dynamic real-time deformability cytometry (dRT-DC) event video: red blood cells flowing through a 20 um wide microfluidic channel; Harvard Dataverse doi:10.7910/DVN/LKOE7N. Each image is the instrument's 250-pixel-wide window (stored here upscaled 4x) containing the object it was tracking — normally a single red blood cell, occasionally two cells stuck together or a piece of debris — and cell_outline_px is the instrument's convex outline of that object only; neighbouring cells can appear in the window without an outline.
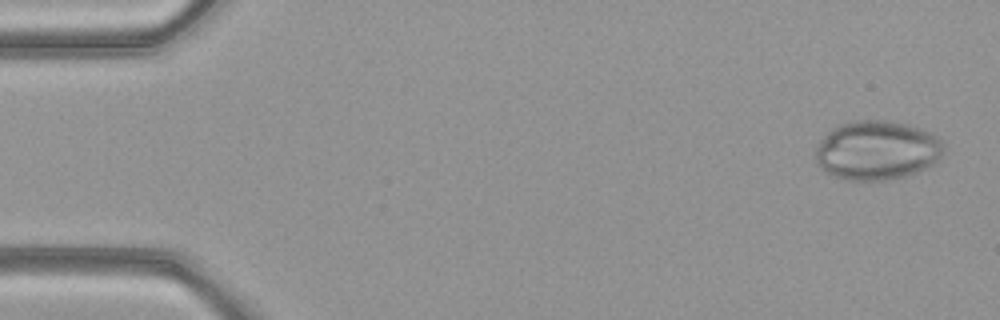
{"species": "common noctule bat (a hibernating species)", "species_latin": "Nyctalus noctula", "temperature_condition": "warm", "stored_images_in_passage": 49, "camera_frame_rate_fps": 3000, "um_per_image_px": 0.085, "animal": {"sex": "female", "body_mass_g": 21.9}, "frame": {"image": 1, "passage_image": 2, "time_ms": 0.333, "image_size_px": [1000, 320], "cell_outline_px": [[944, 152], [940, 160], [916, 172], [904, 176], [884, 180], [844, 180], [832, 176], [824, 172], [820, 168], [816, 160], [816, 148], [820, 140], [832, 128], [840, 124], [856, 120], [888, 120], [908, 124], [932, 132], [944, 144]], "centroid_in_image_um": [74.54, 12.77], "position_along_channel_um": 10.5, "area_um2": 44.56}}
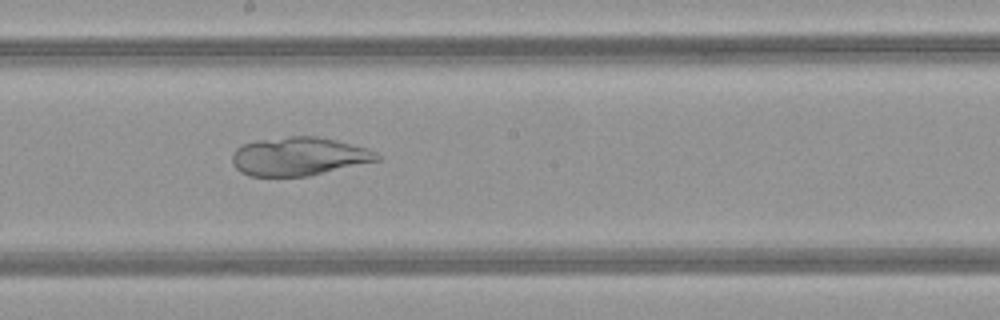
{"frame": {"image": 2, "passage_image": 27, "time_ms": 8.667, "image_size_px": [1000, 320], "cell_outline_px": [[380, 160], [308, 176], [248, 176], [240, 172], [232, 164], [232, 152], [240, 144], [256, 140], [288, 136], [316, 136], [336, 140], [368, 148], [376, 152], [380, 156]], "centroid_in_image_um": [25.37, 13.29], "position_along_channel_um": 222.8, "area_um2": 32.71}}
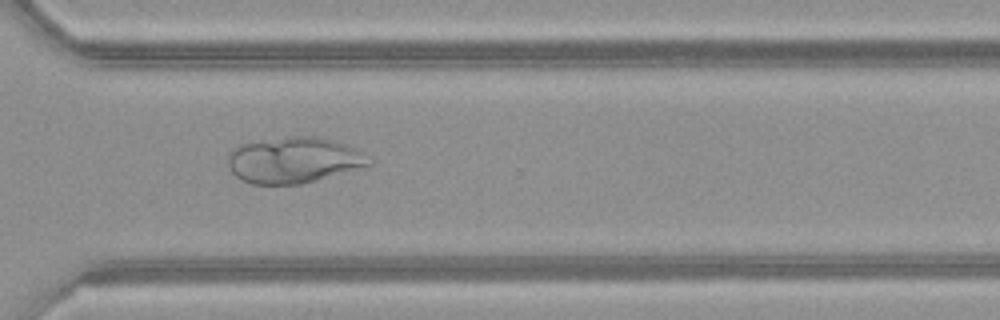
{"frame": {"image": 3, "passage_image": 36, "time_ms": 11.667, "image_size_px": [1000, 320], "cell_outline_px": [[372, 164], [300, 184], [252, 184], [240, 180], [228, 168], [228, 152], [232, 148], [240, 144], [292, 136], [316, 136], [332, 140], [344, 144], [352, 148]], "centroid_in_image_um": [24.84, 13.61], "position_along_channel_um": 345.8, "area_um2": 36.99}}